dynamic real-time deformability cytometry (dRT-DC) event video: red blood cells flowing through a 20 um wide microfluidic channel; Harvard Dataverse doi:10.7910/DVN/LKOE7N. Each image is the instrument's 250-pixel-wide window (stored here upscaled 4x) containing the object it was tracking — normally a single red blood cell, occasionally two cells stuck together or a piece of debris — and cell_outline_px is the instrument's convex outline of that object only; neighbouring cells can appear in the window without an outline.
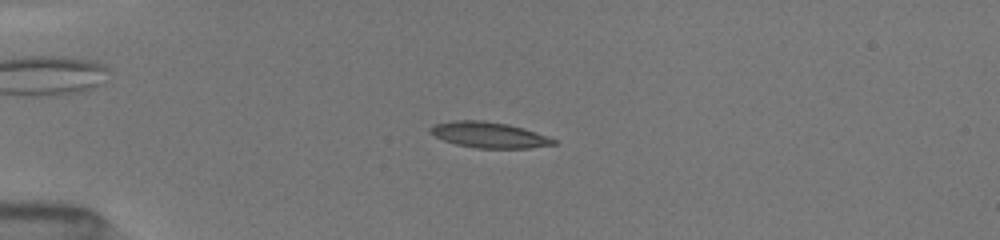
{"species": "common noctule bat (a hibernating species)", "species_latin": "Nyctalus noctula", "temperature_condition": "room temperature", "stored_images_in_passage": 6, "camera_frame_rate_fps": 3000, "um_per_image_px": 0.085, "animal": {"sex": "female", "body_mass_g": 19.5, "forearm_length_mm": 54.1}, "frame": {"image": 1, "passage_image": 5, "time_ms": 4.0, "image_size_px": [1000, 240], "cell_outline_px": [[556, 144], [528, 148], [476, 148], [456, 144], [444, 140], [428, 132], [428, 128], [432, 124], [452, 120], [484, 120], [508, 124], [524, 128], [548, 136], [556, 140]], "centroid_in_image_um": [41.53, 11.45], "position_along_channel_um": 43.5, "area_um2": 18.67}}